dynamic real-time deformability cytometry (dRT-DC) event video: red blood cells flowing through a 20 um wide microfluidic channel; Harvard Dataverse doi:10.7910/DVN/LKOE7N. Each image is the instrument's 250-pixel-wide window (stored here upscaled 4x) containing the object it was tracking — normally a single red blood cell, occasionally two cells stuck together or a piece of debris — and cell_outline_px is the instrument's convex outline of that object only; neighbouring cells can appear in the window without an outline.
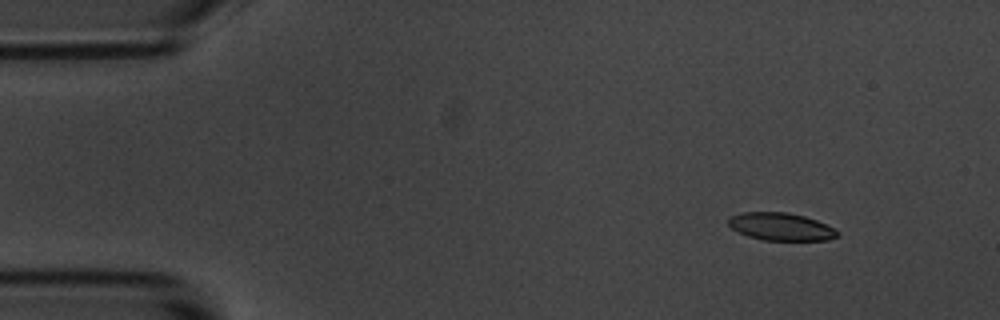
{"species": "common noctule bat (a hibernating species)", "species_latin": "Nyctalus noctula", "temperature_condition": "room temperature", "stored_images_in_passage": 4, "camera_frame_rate_fps": 3000, "um_per_image_px": 0.085, "animal": {"sex": "male", "body_mass_g": 20.1, "forearm_length_mm": 53.5}, "frame": {"image": 1, "passage_image": 1, "time_ms": 0.0, "image_size_px": [1000, 320], "cell_outline_px": [[840, 232], [836, 236], [828, 240], [764, 240], [748, 236], [732, 228], [728, 224], [728, 216], [740, 212], [788, 212], [804, 216], [816, 220]], "centroid_in_image_um": [66.33, 19.25], "position_along_channel_um": 18.7, "area_um2": 17.46}}
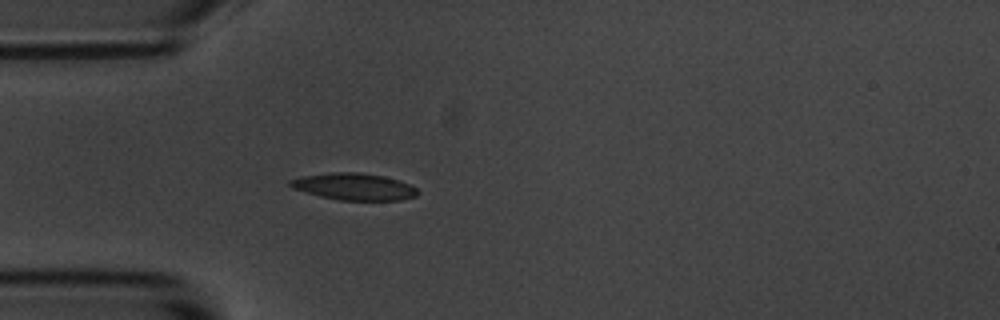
{"frame": {"image": 2, "passage_image": 4, "time_ms": 3.333, "image_size_px": [1000, 320], "cell_outline_px": [[420, 192], [416, 196], [400, 200], [340, 200], [320, 196], [292, 188], [288, 184], [288, 180], [300, 176], [332, 172], [356, 172], [384, 176], [408, 184], [416, 188]], "centroid_in_image_um": [30.06, 15.86], "position_along_channel_um": 54.9, "area_um2": 19.88}}